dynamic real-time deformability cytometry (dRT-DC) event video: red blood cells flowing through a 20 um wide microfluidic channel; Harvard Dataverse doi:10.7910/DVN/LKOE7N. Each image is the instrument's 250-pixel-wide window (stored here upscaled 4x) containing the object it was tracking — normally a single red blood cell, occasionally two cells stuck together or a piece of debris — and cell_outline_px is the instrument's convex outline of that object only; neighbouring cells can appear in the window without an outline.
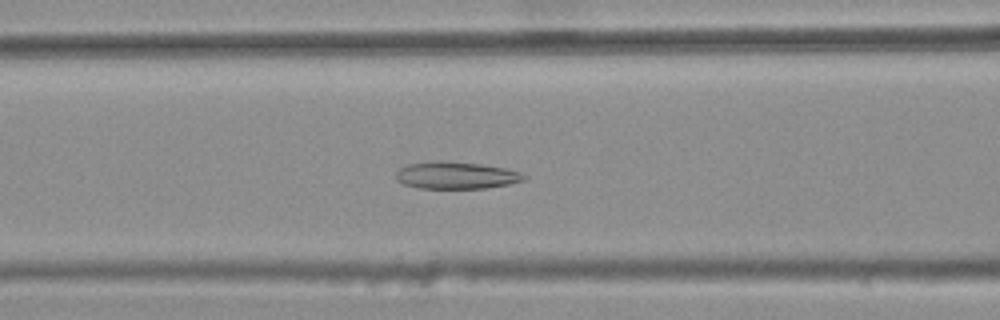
{"species": "common noctule bat (a hibernating species)", "species_latin": "Nyctalus noctula", "temperature_condition": "warm", "stored_images_in_passage": 46, "camera_frame_rate_fps": 3000, "um_per_image_px": 0.085, "animal": {"sex": "female", "body_mass_g": 25.1}, "frame": {"image": 1, "passage_image": 22, "time_ms": 7.0, "image_size_px": [1000, 320], "cell_outline_px": [[528, 176], [524, 180], [508, 184], [488, 188], [420, 188], [404, 184], [396, 180], [396, 172], [400, 168], [408, 164], [440, 160], [480, 164], [504, 168], [520, 172]], "centroid_in_image_um": [38.77, 14.9], "position_along_channel_um": 127.8, "area_um2": 20.17}}
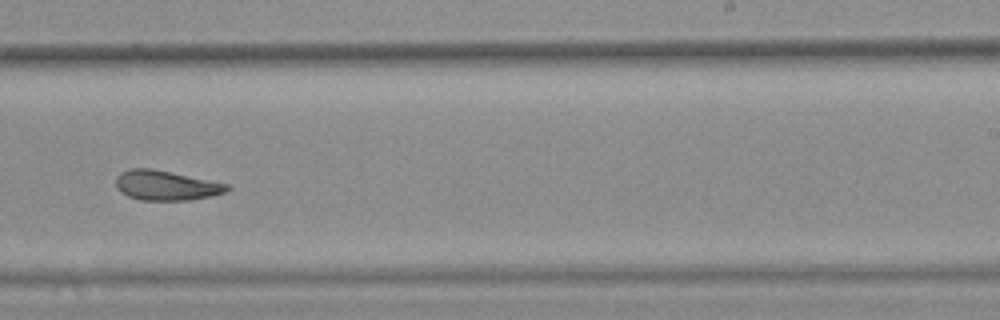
{"frame": {"image": 2, "passage_image": 34, "time_ms": 11.0, "image_size_px": [1000, 320], "cell_outline_px": [[232, 188], [224, 192], [208, 196], [188, 200], [140, 200], [128, 196], [120, 192], [116, 188], [116, 176], [120, 172], [128, 168], [152, 168], [228, 184]], "centroid_in_image_um": [14.05, 15.75], "position_along_channel_um": 274.9, "area_um2": 19.25}}
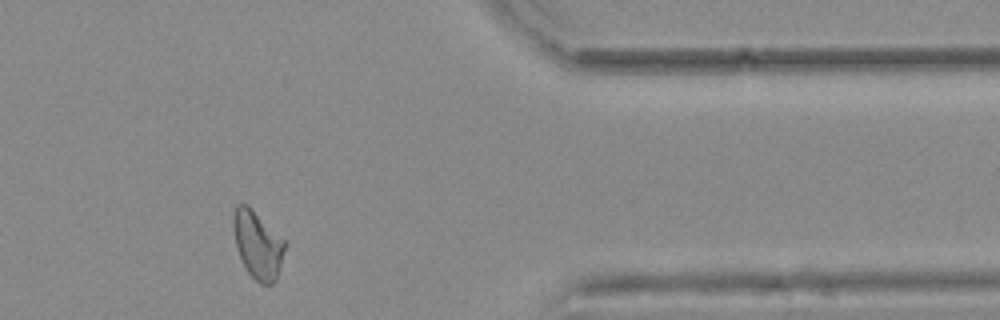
{"frame": {"image": 3, "passage_image": 45, "time_ms": 14.667, "image_size_px": [1000, 320], "cell_outline_px": [[284, 248], [276, 280], [272, 284], [260, 284], [248, 272], [240, 256], [236, 244], [232, 224], [232, 216], [236, 204], [248, 204], [284, 240]], "centroid_in_image_um": [21.87, 20.77], "position_along_channel_um": 389.5, "area_um2": 19.88}, "authors_computed_cell_mechanics": {"area_um2": 20.1722, "velocity_mm_per_s": 3.6818, "shape_relaxation_time_tau1_ms": null, "shape_relaxation_time_tau2_ms": 2.8145, "deformation_change_tau1": null, "deformation_change_tau2": 0.1018}}